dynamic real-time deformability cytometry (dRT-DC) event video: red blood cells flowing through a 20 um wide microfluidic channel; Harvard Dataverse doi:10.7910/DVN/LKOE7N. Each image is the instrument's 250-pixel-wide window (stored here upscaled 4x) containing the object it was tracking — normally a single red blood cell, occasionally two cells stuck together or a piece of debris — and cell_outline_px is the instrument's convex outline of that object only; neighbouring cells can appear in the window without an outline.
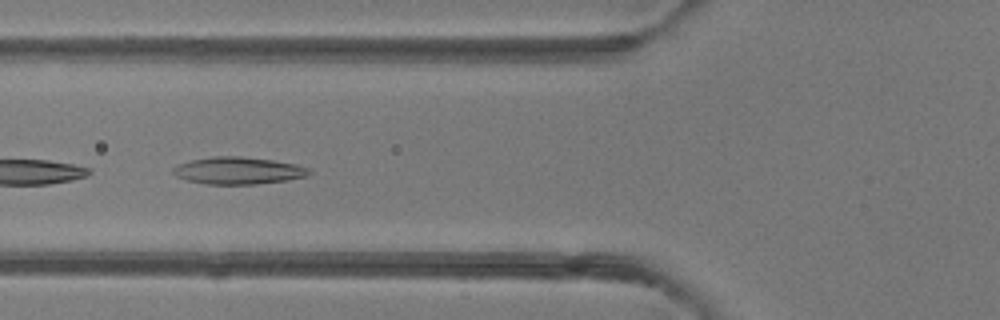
{"species": "common noctule bat (a hibernating species)", "species_latin": "Nyctalus noctula", "temperature_condition": "room temperature", "stored_images_in_passage": 7, "camera_frame_rate_fps": 3000, "um_per_image_px": 0.085, "animal": {"sex": "female"}, "frame": {"image": 1, "passage_image": 6, "time_ms": 6.667, "image_size_px": [1000, 320], "cell_outline_px": [[312, 172], [304, 176], [288, 180], [256, 184], [208, 184], [188, 180], [176, 176], [172, 172], [172, 168], [176, 164], [192, 160], [212, 156], [240, 156], [272, 160], [296, 164], [308, 168]], "centroid_in_image_um": [20.22, 14.49], "position_along_channel_um": 105.6, "area_um2": 21.44}}
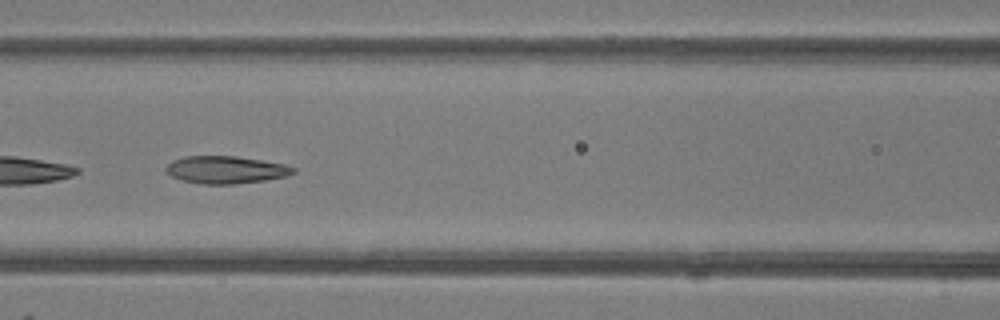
{"frame": {"image": 2, "passage_image": 7, "time_ms": 7.667, "image_size_px": [1000, 320], "cell_outline_px": [[296, 172], [288, 176], [264, 180], [236, 184], [200, 184], [184, 180], [172, 176], [164, 168], [172, 160], [184, 156], [236, 156], [284, 164], [296, 168]], "centroid_in_image_um": [19.21, 14.43], "position_along_channel_um": 147.4, "area_um2": 20.35}}